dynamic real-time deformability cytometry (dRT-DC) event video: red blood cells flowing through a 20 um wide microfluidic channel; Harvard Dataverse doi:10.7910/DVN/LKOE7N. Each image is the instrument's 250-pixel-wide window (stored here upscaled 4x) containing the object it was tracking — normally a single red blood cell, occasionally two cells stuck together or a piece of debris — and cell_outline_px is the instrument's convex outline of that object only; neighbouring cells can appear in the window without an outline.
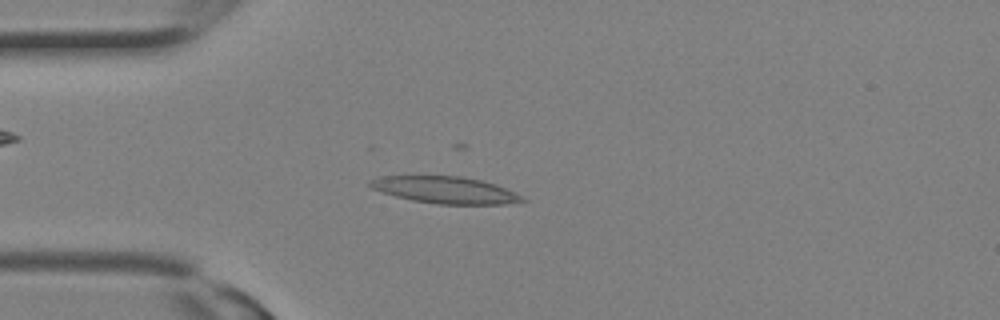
{"species": "Egyptian fruit bat (a non-hibernating species)", "species_latin": "Rousettus aegyptiacus", "temperature_condition": "room temperature", "stored_images_in_passage": 2, "camera_frame_rate_fps": 3000, "um_per_image_px": 0.085, "animal": {"sex": "female"}, "frame": {"image": 1, "passage_image": 1, "time_ms": 0.0, "image_size_px": [1000, 320], "cell_outline_px": [[528, 200], [504, 204], [440, 204], [412, 200], [396, 196], [372, 188], [368, 184], [368, 180], [376, 176], [460, 176], [480, 180], [496, 184], [524, 196]], "centroid_in_image_um": [37.85, 16.14], "position_along_channel_um": 47.1, "area_um2": 23.76}}